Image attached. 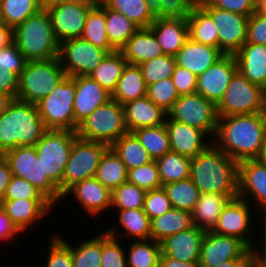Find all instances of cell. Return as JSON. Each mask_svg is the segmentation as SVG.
Instances as JSON below:
<instances>
[{
    "mask_svg": "<svg viewBox=\"0 0 266 267\" xmlns=\"http://www.w3.org/2000/svg\"><path fill=\"white\" fill-rule=\"evenodd\" d=\"M266 136V115L261 113L218 116L212 142L226 155L240 162L256 159Z\"/></svg>",
    "mask_w": 266,
    "mask_h": 267,
    "instance_id": "cell-1",
    "label": "cell"
},
{
    "mask_svg": "<svg viewBox=\"0 0 266 267\" xmlns=\"http://www.w3.org/2000/svg\"><path fill=\"white\" fill-rule=\"evenodd\" d=\"M190 179L201 194H238V162L212 143L191 159Z\"/></svg>",
    "mask_w": 266,
    "mask_h": 267,
    "instance_id": "cell-2",
    "label": "cell"
},
{
    "mask_svg": "<svg viewBox=\"0 0 266 267\" xmlns=\"http://www.w3.org/2000/svg\"><path fill=\"white\" fill-rule=\"evenodd\" d=\"M47 130L36 104L13 99L0 114V154L18 146H34Z\"/></svg>",
    "mask_w": 266,
    "mask_h": 267,
    "instance_id": "cell-3",
    "label": "cell"
},
{
    "mask_svg": "<svg viewBox=\"0 0 266 267\" xmlns=\"http://www.w3.org/2000/svg\"><path fill=\"white\" fill-rule=\"evenodd\" d=\"M13 42L26 61L58 57L59 42L55 38L47 9H40L13 29Z\"/></svg>",
    "mask_w": 266,
    "mask_h": 267,
    "instance_id": "cell-4",
    "label": "cell"
},
{
    "mask_svg": "<svg viewBox=\"0 0 266 267\" xmlns=\"http://www.w3.org/2000/svg\"><path fill=\"white\" fill-rule=\"evenodd\" d=\"M66 77L58 57L27 61L18 80L17 100L36 104L49 95Z\"/></svg>",
    "mask_w": 266,
    "mask_h": 267,
    "instance_id": "cell-5",
    "label": "cell"
},
{
    "mask_svg": "<svg viewBox=\"0 0 266 267\" xmlns=\"http://www.w3.org/2000/svg\"><path fill=\"white\" fill-rule=\"evenodd\" d=\"M76 133L81 139L105 143L110 147L128 133L123 105L116 100H109L84 119Z\"/></svg>",
    "mask_w": 266,
    "mask_h": 267,
    "instance_id": "cell-6",
    "label": "cell"
},
{
    "mask_svg": "<svg viewBox=\"0 0 266 267\" xmlns=\"http://www.w3.org/2000/svg\"><path fill=\"white\" fill-rule=\"evenodd\" d=\"M77 133L70 130L48 129L34 145L43 173L62 195V179Z\"/></svg>",
    "mask_w": 266,
    "mask_h": 267,
    "instance_id": "cell-7",
    "label": "cell"
},
{
    "mask_svg": "<svg viewBox=\"0 0 266 267\" xmlns=\"http://www.w3.org/2000/svg\"><path fill=\"white\" fill-rule=\"evenodd\" d=\"M74 97L75 76H66L49 95L36 103L47 129L75 132Z\"/></svg>",
    "mask_w": 266,
    "mask_h": 267,
    "instance_id": "cell-8",
    "label": "cell"
},
{
    "mask_svg": "<svg viewBox=\"0 0 266 267\" xmlns=\"http://www.w3.org/2000/svg\"><path fill=\"white\" fill-rule=\"evenodd\" d=\"M3 155L9 163L13 176L27 180L55 207L58 201H62L59 189L48 179L46 173H43L35 146H18Z\"/></svg>",
    "mask_w": 266,
    "mask_h": 267,
    "instance_id": "cell-9",
    "label": "cell"
},
{
    "mask_svg": "<svg viewBox=\"0 0 266 267\" xmlns=\"http://www.w3.org/2000/svg\"><path fill=\"white\" fill-rule=\"evenodd\" d=\"M265 89L249 82L237 71L221 101L216 105L218 116L255 114L264 111Z\"/></svg>",
    "mask_w": 266,
    "mask_h": 267,
    "instance_id": "cell-10",
    "label": "cell"
},
{
    "mask_svg": "<svg viewBox=\"0 0 266 267\" xmlns=\"http://www.w3.org/2000/svg\"><path fill=\"white\" fill-rule=\"evenodd\" d=\"M167 116L215 137L218 123L217 107L197 92L180 95Z\"/></svg>",
    "mask_w": 266,
    "mask_h": 267,
    "instance_id": "cell-11",
    "label": "cell"
},
{
    "mask_svg": "<svg viewBox=\"0 0 266 267\" xmlns=\"http://www.w3.org/2000/svg\"><path fill=\"white\" fill-rule=\"evenodd\" d=\"M109 148L105 143L88 141L77 137L72 146L62 179V196L77 182L95 177L104 152Z\"/></svg>",
    "mask_w": 266,
    "mask_h": 267,
    "instance_id": "cell-12",
    "label": "cell"
},
{
    "mask_svg": "<svg viewBox=\"0 0 266 267\" xmlns=\"http://www.w3.org/2000/svg\"><path fill=\"white\" fill-rule=\"evenodd\" d=\"M106 55L104 49L81 37L59 43L58 60L66 76H90Z\"/></svg>",
    "mask_w": 266,
    "mask_h": 267,
    "instance_id": "cell-13",
    "label": "cell"
},
{
    "mask_svg": "<svg viewBox=\"0 0 266 267\" xmlns=\"http://www.w3.org/2000/svg\"><path fill=\"white\" fill-rule=\"evenodd\" d=\"M199 5L211 16L218 28V48L224 55H235L246 43L247 16L212 7L206 0Z\"/></svg>",
    "mask_w": 266,
    "mask_h": 267,
    "instance_id": "cell-14",
    "label": "cell"
},
{
    "mask_svg": "<svg viewBox=\"0 0 266 267\" xmlns=\"http://www.w3.org/2000/svg\"><path fill=\"white\" fill-rule=\"evenodd\" d=\"M251 206L253 205L239 197L231 199L221 212L212 231L236 237L252 249L257 242L253 239L255 230L251 221L255 219L251 217Z\"/></svg>",
    "mask_w": 266,
    "mask_h": 267,
    "instance_id": "cell-15",
    "label": "cell"
},
{
    "mask_svg": "<svg viewBox=\"0 0 266 267\" xmlns=\"http://www.w3.org/2000/svg\"><path fill=\"white\" fill-rule=\"evenodd\" d=\"M232 259H252V251L236 237L206 231L201 243L200 267H214Z\"/></svg>",
    "mask_w": 266,
    "mask_h": 267,
    "instance_id": "cell-16",
    "label": "cell"
},
{
    "mask_svg": "<svg viewBox=\"0 0 266 267\" xmlns=\"http://www.w3.org/2000/svg\"><path fill=\"white\" fill-rule=\"evenodd\" d=\"M91 8L93 7L68 1H60L47 8L55 38L59 43L82 36Z\"/></svg>",
    "mask_w": 266,
    "mask_h": 267,
    "instance_id": "cell-17",
    "label": "cell"
},
{
    "mask_svg": "<svg viewBox=\"0 0 266 267\" xmlns=\"http://www.w3.org/2000/svg\"><path fill=\"white\" fill-rule=\"evenodd\" d=\"M238 197L266 215V164L257 159L238 162Z\"/></svg>",
    "mask_w": 266,
    "mask_h": 267,
    "instance_id": "cell-18",
    "label": "cell"
},
{
    "mask_svg": "<svg viewBox=\"0 0 266 267\" xmlns=\"http://www.w3.org/2000/svg\"><path fill=\"white\" fill-rule=\"evenodd\" d=\"M237 71L238 64L235 55H223L197 77L196 92L217 105Z\"/></svg>",
    "mask_w": 266,
    "mask_h": 267,
    "instance_id": "cell-19",
    "label": "cell"
},
{
    "mask_svg": "<svg viewBox=\"0 0 266 267\" xmlns=\"http://www.w3.org/2000/svg\"><path fill=\"white\" fill-rule=\"evenodd\" d=\"M69 194L90 217L102 215L111 209L112 191L95 177L84 179L71 186L62 196L63 201L65 197H71Z\"/></svg>",
    "mask_w": 266,
    "mask_h": 267,
    "instance_id": "cell-20",
    "label": "cell"
},
{
    "mask_svg": "<svg viewBox=\"0 0 266 267\" xmlns=\"http://www.w3.org/2000/svg\"><path fill=\"white\" fill-rule=\"evenodd\" d=\"M112 99V94L89 75L75 76L74 117L78 125L95 109Z\"/></svg>",
    "mask_w": 266,
    "mask_h": 267,
    "instance_id": "cell-21",
    "label": "cell"
},
{
    "mask_svg": "<svg viewBox=\"0 0 266 267\" xmlns=\"http://www.w3.org/2000/svg\"><path fill=\"white\" fill-rule=\"evenodd\" d=\"M0 206L22 234L26 231L28 233L27 229L34 224L41 223V219H46L50 210L53 212L54 208L48 199L1 200Z\"/></svg>",
    "mask_w": 266,
    "mask_h": 267,
    "instance_id": "cell-22",
    "label": "cell"
},
{
    "mask_svg": "<svg viewBox=\"0 0 266 267\" xmlns=\"http://www.w3.org/2000/svg\"><path fill=\"white\" fill-rule=\"evenodd\" d=\"M165 126L169 134L171 151L190 159L213 143L202 130L172 120L168 116L165 120ZM206 137L208 138L207 141L205 140Z\"/></svg>",
    "mask_w": 266,
    "mask_h": 267,
    "instance_id": "cell-23",
    "label": "cell"
},
{
    "mask_svg": "<svg viewBox=\"0 0 266 267\" xmlns=\"http://www.w3.org/2000/svg\"><path fill=\"white\" fill-rule=\"evenodd\" d=\"M206 231L196 227L166 237L160 242L161 254L184 262H199Z\"/></svg>",
    "mask_w": 266,
    "mask_h": 267,
    "instance_id": "cell-24",
    "label": "cell"
},
{
    "mask_svg": "<svg viewBox=\"0 0 266 267\" xmlns=\"http://www.w3.org/2000/svg\"><path fill=\"white\" fill-rule=\"evenodd\" d=\"M223 55L219 48L204 45L188 38L175 58L178 66L187 69L198 77Z\"/></svg>",
    "mask_w": 266,
    "mask_h": 267,
    "instance_id": "cell-25",
    "label": "cell"
},
{
    "mask_svg": "<svg viewBox=\"0 0 266 267\" xmlns=\"http://www.w3.org/2000/svg\"><path fill=\"white\" fill-rule=\"evenodd\" d=\"M165 55L176 56L189 38L187 19L155 18L150 25Z\"/></svg>",
    "mask_w": 266,
    "mask_h": 267,
    "instance_id": "cell-26",
    "label": "cell"
},
{
    "mask_svg": "<svg viewBox=\"0 0 266 267\" xmlns=\"http://www.w3.org/2000/svg\"><path fill=\"white\" fill-rule=\"evenodd\" d=\"M128 132L165 124L167 113L155 105L147 96L123 105Z\"/></svg>",
    "mask_w": 266,
    "mask_h": 267,
    "instance_id": "cell-27",
    "label": "cell"
},
{
    "mask_svg": "<svg viewBox=\"0 0 266 267\" xmlns=\"http://www.w3.org/2000/svg\"><path fill=\"white\" fill-rule=\"evenodd\" d=\"M120 52L128 64L134 65L164 54L150 27H140L120 49Z\"/></svg>",
    "mask_w": 266,
    "mask_h": 267,
    "instance_id": "cell-28",
    "label": "cell"
},
{
    "mask_svg": "<svg viewBox=\"0 0 266 267\" xmlns=\"http://www.w3.org/2000/svg\"><path fill=\"white\" fill-rule=\"evenodd\" d=\"M235 57L238 71L249 82L266 89V45L245 43Z\"/></svg>",
    "mask_w": 266,
    "mask_h": 267,
    "instance_id": "cell-29",
    "label": "cell"
},
{
    "mask_svg": "<svg viewBox=\"0 0 266 267\" xmlns=\"http://www.w3.org/2000/svg\"><path fill=\"white\" fill-rule=\"evenodd\" d=\"M26 62L14 42L0 50V92L17 98L19 75Z\"/></svg>",
    "mask_w": 266,
    "mask_h": 267,
    "instance_id": "cell-30",
    "label": "cell"
},
{
    "mask_svg": "<svg viewBox=\"0 0 266 267\" xmlns=\"http://www.w3.org/2000/svg\"><path fill=\"white\" fill-rule=\"evenodd\" d=\"M238 194H201L192 211L193 224L204 230L212 231L228 202Z\"/></svg>",
    "mask_w": 266,
    "mask_h": 267,
    "instance_id": "cell-31",
    "label": "cell"
},
{
    "mask_svg": "<svg viewBox=\"0 0 266 267\" xmlns=\"http://www.w3.org/2000/svg\"><path fill=\"white\" fill-rule=\"evenodd\" d=\"M116 213L119 214L117 219L119 221H117L116 224L119 222L123 231L121 232V230H117L115 227H111L109 230L105 229L109 235L120 240L123 236L125 239L129 238V240L151 239V220L143 211V208L118 210Z\"/></svg>",
    "mask_w": 266,
    "mask_h": 267,
    "instance_id": "cell-32",
    "label": "cell"
},
{
    "mask_svg": "<svg viewBox=\"0 0 266 267\" xmlns=\"http://www.w3.org/2000/svg\"><path fill=\"white\" fill-rule=\"evenodd\" d=\"M192 212L171 208L163 215L151 219V239L161 242L166 237L193 227Z\"/></svg>",
    "mask_w": 266,
    "mask_h": 267,
    "instance_id": "cell-33",
    "label": "cell"
},
{
    "mask_svg": "<svg viewBox=\"0 0 266 267\" xmlns=\"http://www.w3.org/2000/svg\"><path fill=\"white\" fill-rule=\"evenodd\" d=\"M147 85L138 65L128 64L123 69L112 99L124 105L130 101L146 96Z\"/></svg>",
    "mask_w": 266,
    "mask_h": 267,
    "instance_id": "cell-34",
    "label": "cell"
},
{
    "mask_svg": "<svg viewBox=\"0 0 266 267\" xmlns=\"http://www.w3.org/2000/svg\"><path fill=\"white\" fill-rule=\"evenodd\" d=\"M189 38L218 48V28L211 16L198 4L187 18Z\"/></svg>",
    "mask_w": 266,
    "mask_h": 267,
    "instance_id": "cell-35",
    "label": "cell"
},
{
    "mask_svg": "<svg viewBox=\"0 0 266 267\" xmlns=\"http://www.w3.org/2000/svg\"><path fill=\"white\" fill-rule=\"evenodd\" d=\"M106 29L105 5L101 2L89 10L81 38L111 53L115 49L109 43Z\"/></svg>",
    "mask_w": 266,
    "mask_h": 267,
    "instance_id": "cell-36",
    "label": "cell"
},
{
    "mask_svg": "<svg viewBox=\"0 0 266 267\" xmlns=\"http://www.w3.org/2000/svg\"><path fill=\"white\" fill-rule=\"evenodd\" d=\"M102 3L139 27H150L155 20L151 0H102Z\"/></svg>",
    "mask_w": 266,
    "mask_h": 267,
    "instance_id": "cell-37",
    "label": "cell"
},
{
    "mask_svg": "<svg viewBox=\"0 0 266 267\" xmlns=\"http://www.w3.org/2000/svg\"><path fill=\"white\" fill-rule=\"evenodd\" d=\"M126 65L127 61L124 59L123 54L120 50H115L107 53L90 77L112 94Z\"/></svg>",
    "mask_w": 266,
    "mask_h": 267,
    "instance_id": "cell-38",
    "label": "cell"
},
{
    "mask_svg": "<svg viewBox=\"0 0 266 267\" xmlns=\"http://www.w3.org/2000/svg\"><path fill=\"white\" fill-rule=\"evenodd\" d=\"M110 148L126 165L127 170L137 168L152 161L147 150L142 146L137 137L130 132L122 135Z\"/></svg>",
    "mask_w": 266,
    "mask_h": 267,
    "instance_id": "cell-39",
    "label": "cell"
},
{
    "mask_svg": "<svg viewBox=\"0 0 266 267\" xmlns=\"http://www.w3.org/2000/svg\"><path fill=\"white\" fill-rule=\"evenodd\" d=\"M126 165L109 147L102 155L95 178L111 191L127 182Z\"/></svg>",
    "mask_w": 266,
    "mask_h": 267,
    "instance_id": "cell-40",
    "label": "cell"
},
{
    "mask_svg": "<svg viewBox=\"0 0 266 267\" xmlns=\"http://www.w3.org/2000/svg\"><path fill=\"white\" fill-rule=\"evenodd\" d=\"M162 186L190 178L191 159L170 151L155 160Z\"/></svg>",
    "mask_w": 266,
    "mask_h": 267,
    "instance_id": "cell-41",
    "label": "cell"
},
{
    "mask_svg": "<svg viewBox=\"0 0 266 267\" xmlns=\"http://www.w3.org/2000/svg\"><path fill=\"white\" fill-rule=\"evenodd\" d=\"M105 16L109 43L115 50H120L140 27L120 12L106 6Z\"/></svg>",
    "mask_w": 266,
    "mask_h": 267,
    "instance_id": "cell-42",
    "label": "cell"
},
{
    "mask_svg": "<svg viewBox=\"0 0 266 267\" xmlns=\"http://www.w3.org/2000/svg\"><path fill=\"white\" fill-rule=\"evenodd\" d=\"M132 133L147 150L152 160H157L171 151L169 134L165 124L139 128Z\"/></svg>",
    "mask_w": 266,
    "mask_h": 267,
    "instance_id": "cell-43",
    "label": "cell"
},
{
    "mask_svg": "<svg viewBox=\"0 0 266 267\" xmlns=\"http://www.w3.org/2000/svg\"><path fill=\"white\" fill-rule=\"evenodd\" d=\"M57 236L71 249L73 267H101V233L85 239L77 246L72 245L61 234Z\"/></svg>",
    "mask_w": 266,
    "mask_h": 267,
    "instance_id": "cell-44",
    "label": "cell"
},
{
    "mask_svg": "<svg viewBox=\"0 0 266 267\" xmlns=\"http://www.w3.org/2000/svg\"><path fill=\"white\" fill-rule=\"evenodd\" d=\"M128 244L127 267H158L161 255L160 243L153 239L134 240Z\"/></svg>",
    "mask_w": 266,
    "mask_h": 267,
    "instance_id": "cell-45",
    "label": "cell"
},
{
    "mask_svg": "<svg viewBox=\"0 0 266 267\" xmlns=\"http://www.w3.org/2000/svg\"><path fill=\"white\" fill-rule=\"evenodd\" d=\"M167 193L172 208L192 212L201 195L193 181L188 178L162 186Z\"/></svg>",
    "mask_w": 266,
    "mask_h": 267,
    "instance_id": "cell-46",
    "label": "cell"
},
{
    "mask_svg": "<svg viewBox=\"0 0 266 267\" xmlns=\"http://www.w3.org/2000/svg\"><path fill=\"white\" fill-rule=\"evenodd\" d=\"M40 9L37 0H0V22L14 29Z\"/></svg>",
    "mask_w": 266,
    "mask_h": 267,
    "instance_id": "cell-47",
    "label": "cell"
},
{
    "mask_svg": "<svg viewBox=\"0 0 266 267\" xmlns=\"http://www.w3.org/2000/svg\"><path fill=\"white\" fill-rule=\"evenodd\" d=\"M146 192L135 184L122 183L112 190L111 211L113 209L117 212V210L143 208Z\"/></svg>",
    "mask_w": 266,
    "mask_h": 267,
    "instance_id": "cell-48",
    "label": "cell"
},
{
    "mask_svg": "<svg viewBox=\"0 0 266 267\" xmlns=\"http://www.w3.org/2000/svg\"><path fill=\"white\" fill-rule=\"evenodd\" d=\"M176 65L174 56L163 54L138 66L141 69L146 85L149 86L160 80L171 78Z\"/></svg>",
    "mask_w": 266,
    "mask_h": 267,
    "instance_id": "cell-49",
    "label": "cell"
},
{
    "mask_svg": "<svg viewBox=\"0 0 266 267\" xmlns=\"http://www.w3.org/2000/svg\"><path fill=\"white\" fill-rule=\"evenodd\" d=\"M146 96L164 112L168 113L180 95L172 78H168L147 86Z\"/></svg>",
    "mask_w": 266,
    "mask_h": 267,
    "instance_id": "cell-50",
    "label": "cell"
},
{
    "mask_svg": "<svg viewBox=\"0 0 266 267\" xmlns=\"http://www.w3.org/2000/svg\"><path fill=\"white\" fill-rule=\"evenodd\" d=\"M155 18L187 19L199 0H151Z\"/></svg>",
    "mask_w": 266,
    "mask_h": 267,
    "instance_id": "cell-51",
    "label": "cell"
},
{
    "mask_svg": "<svg viewBox=\"0 0 266 267\" xmlns=\"http://www.w3.org/2000/svg\"><path fill=\"white\" fill-rule=\"evenodd\" d=\"M118 238L101 233V267H127L126 249Z\"/></svg>",
    "mask_w": 266,
    "mask_h": 267,
    "instance_id": "cell-52",
    "label": "cell"
},
{
    "mask_svg": "<svg viewBox=\"0 0 266 267\" xmlns=\"http://www.w3.org/2000/svg\"><path fill=\"white\" fill-rule=\"evenodd\" d=\"M127 182L135 184L146 191L162 187L155 160L128 170Z\"/></svg>",
    "mask_w": 266,
    "mask_h": 267,
    "instance_id": "cell-53",
    "label": "cell"
},
{
    "mask_svg": "<svg viewBox=\"0 0 266 267\" xmlns=\"http://www.w3.org/2000/svg\"><path fill=\"white\" fill-rule=\"evenodd\" d=\"M171 208V202L163 187L146 192L143 211L148 215L150 220L163 215Z\"/></svg>",
    "mask_w": 266,
    "mask_h": 267,
    "instance_id": "cell-54",
    "label": "cell"
},
{
    "mask_svg": "<svg viewBox=\"0 0 266 267\" xmlns=\"http://www.w3.org/2000/svg\"><path fill=\"white\" fill-rule=\"evenodd\" d=\"M52 236L45 267H73L71 249L57 235Z\"/></svg>",
    "mask_w": 266,
    "mask_h": 267,
    "instance_id": "cell-55",
    "label": "cell"
},
{
    "mask_svg": "<svg viewBox=\"0 0 266 267\" xmlns=\"http://www.w3.org/2000/svg\"><path fill=\"white\" fill-rule=\"evenodd\" d=\"M47 199L37 188L23 178L12 176L2 200Z\"/></svg>",
    "mask_w": 266,
    "mask_h": 267,
    "instance_id": "cell-56",
    "label": "cell"
},
{
    "mask_svg": "<svg viewBox=\"0 0 266 267\" xmlns=\"http://www.w3.org/2000/svg\"><path fill=\"white\" fill-rule=\"evenodd\" d=\"M246 43L266 45V15L255 11L248 18Z\"/></svg>",
    "mask_w": 266,
    "mask_h": 267,
    "instance_id": "cell-57",
    "label": "cell"
},
{
    "mask_svg": "<svg viewBox=\"0 0 266 267\" xmlns=\"http://www.w3.org/2000/svg\"><path fill=\"white\" fill-rule=\"evenodd\" d=\"M212 7L251 16L257 11L256 0H206Z\"/></svg>",
    "mask_w": 266,
    "mask_h": 267,
    "instance_id": "cell-58",
    "label": "cell"
},
{
    "mask_svg": "<svg viewBox=\"0 0 266 267\" xmlns=\"http://www.w3.org/2000/svg\"><path fill=\"white\" fill-rule=\"evenodd\" d=\"M172 80L179 95L191 94L196 92L197 76L185 68L176 65Z\"/></svg>",
    "mask_w": 266,
    "mask_h": 267,
    "instance_id": "cell-59",
    "label": "cell"
},
{
    "mask_svg": "<svg viewBox=\"0 0 266 267\" xmlns=\"http://www.w3.org/2000/svg\"><path fill=\"white\" fill-rule=\"evenodd\" d=\"M22 233L0 206V242L14 240Z\"/></svg>",
    "mask_w": 266,
    "mask_h": 267,
    "instance_id": "cell-60",
    "label": "cell"
},
{
    "mask_svg": "<svg viewBox=\"0 0 266 267\" xmlns=\"http://www.w3.org/2000/svg\"><path fill=\"white\" fill-rule=\"evenodd\" d=\"M262 220L261 225H264L261 229V235L260 238L262 236V240L260 241L261 244H259L256 246V244L253 246V248L251 249L252 251V261H253V267H266V215H263L262 218H259V220ZM263 233V234H262ZM262 246V249L261 247ZM258 249V250H257ZM260 250V251H259Z\"/></svg>",
    "mask_w": 266,
    "mask_h": 267,
    "instance_id": "cell-61",
    "label": "cell"
},
{
    "mask_svg": "<svg viewBox=\"0 0 266 267\" xmlns=\"http://www.w3.org/2000/svg\"><path fill=\"white\" fill-rule=\"evenodd\" d=\"M12 176L13 175L7 159L4 157V155L0 154V201L3 199L6 193Z\"/></svg>",
    "mask_w": 266,
    "mask_h": 267,
    "instance_id": "cell-62",
    "label": "cell"
},
{
    "mask_svg": "<svg viewBox=\"0 0 266 267\" xmlns=\"http://www.w3.org/2000/svg\"><path fill=\"white\" fill-rule=\"evenodd\" d=\"M158 267H200L198 262H184L161 254L158 261Z\"/></svg>",
    "mask_w": 266,
    "mask_h": 267,
    "instance_id": "cell-63",
    "label": "cell"
},
{
    "mask_svg": "<svg viewBox=\"0 0 266 267\" xmlns=\"http://www.w3.org/2000/svg\"><path fill=\"white\" fill-rule=\"evenodd\" d=\"M13 28L0 22V50L13 43Z\"/></svg>",
    "mask_w": 266,
    "mask_h": 267,
    "instance_id": "cell-64",
    "label": "cell"
},
{
    "mask_svg": "<svg viewBox=\"0 0 266 267\" xmlns=\"http://www.w3.org/2000/svg\"><path fill=\"white\" fill-rule=\"evenodd\" d=\"M214 267H253V261L252 259H232Z\"/></svg>",
    "mask_w": 266,
    "mask_h": 267,
    "instance_id": "cell-65",
    "label": "cell"
},
{
    "mask_svg": "<svg viewBox=\"0 0 266 267\" xmlns=\"http://www.w3.org/2000/svg\"><path fill=\"white\" fill-rule=\"evenodd\" d=\"M13 101V98L10 95L0 92V114L3 113L8 105Z\"/></svg>",
    "mask_w": 266,
    "mask_h": 267,
    "instance_id": "cell-66",
    "label": "cell"
},
{
    "mask_svg": "<svg viewBox=\"0 0 266 267\" xmlns=\"http://www.w3.org/2000/svg\"><path fill=\"white\" fill-rule=\"evenodd\" d=\"M62 1L75 2L77 4H82L87 7H95L102 2V0H62Z\"/></svg>",
    "mask_w": 266,
    "mask_h": 267,
    "instance_id": "cell-67",
    "label": "cell"
},
{
    "mask_svg": "<svg viewBox=\"0 0 266 267\" xmlns=\"http://www.w3.org/2000/svg\"><path fill=\"white\" fill-rule=\"evenodd\" d=\"M256 159L260 161L261 163L266 164V136H265L263 145L261 147L260 153Z\"/></svg>",
    "mask_w": 266,
    "mask_h": 267,
    "instance_id": "cell-68",
    "label": "cell"
},
{
    "mask_svg": "<svg viewBox=\"0 0 266 267\" xmlns=\"http://www.w3.org/2000/svg\"><path fill=\"white\" fill-rule=\"evenodd\" d=\"M38 4L41 8L47 9L48 7L59 3L62 0H37Z\"/></svg>",
    "mask_w": 266,
    "mask_h": 267,
    "instance_id": "cell-69",
    "label": "cell"
},
{
    "mask_svg": "<svg viewBox=\"0 0 266 267\" xmlns=\"http://www.w3.org/2000/svg\"><path fill=\"white\" fill-rule=\"evenodd\" d=\"M257 11L266 15V0L257 1Z\"/></svg>",
    "mask_w": 266,
    "mask_h": 267,
    "instance_id": "cell-70",
    "label": "cell"
},
{
    "mask_svg": "<svg viewBox=\"0 0 266 267\" xmlns=\"http://www.w3.org/2000/svg\"><path fill=\"white\" fill-rule=\"evenodd\" d=\"M263 113L266 115V89H265L264 111H263Z\"/></svg>",
    "mask_w": 266,
    "mask_h": 267,
    "instance_id": "cell-71",
    "label": "cell"
}]
</instances>
